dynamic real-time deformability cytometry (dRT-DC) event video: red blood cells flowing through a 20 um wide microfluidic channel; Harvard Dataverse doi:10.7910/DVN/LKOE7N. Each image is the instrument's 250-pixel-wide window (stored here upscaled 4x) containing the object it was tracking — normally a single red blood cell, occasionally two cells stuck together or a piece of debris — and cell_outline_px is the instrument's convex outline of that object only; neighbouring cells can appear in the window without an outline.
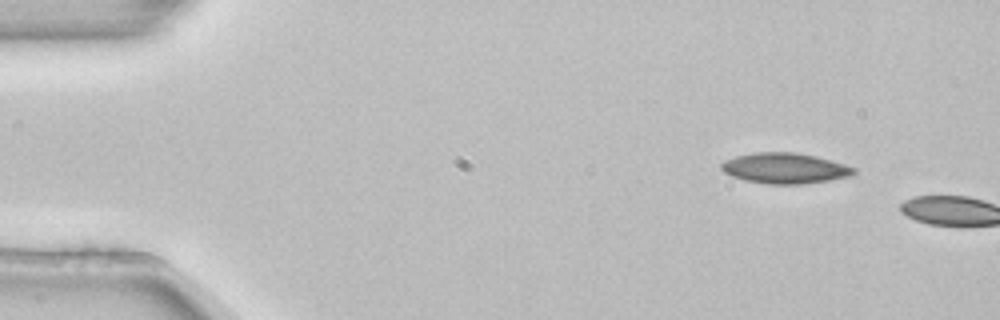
{"species": "common noctule bat (a hibernating species)", "species_latin": "Nyctalus noctula", "temperature_condition": "room temperature", "stored_images_in_passage": 2, "camera_frame_rate_fps": 3000, "um_per_image_px": 0.085, "animal": {"sex": "female", "body_mass_g": 22.7, "forearm_length_mm": 54.2}, "frame": {"image": 1, "passage_image": 1, "time_ms": 0.0, "image_size_px": [1000, 320], "cell_outline_px": [[856, 172], [852, 176], [804, 184], [764, 184], [744, 180], [732, 176], [724, 172], [720, 168], [720, 164], [724, 160], [736, 156], [756, 152], [792, 152], [816, 156], [844, 164], [856, 168]], "centroid_in_image_um": [66.7, 14.3], "position_along_channel_um": 18.3, "area_um2": 23.7}}